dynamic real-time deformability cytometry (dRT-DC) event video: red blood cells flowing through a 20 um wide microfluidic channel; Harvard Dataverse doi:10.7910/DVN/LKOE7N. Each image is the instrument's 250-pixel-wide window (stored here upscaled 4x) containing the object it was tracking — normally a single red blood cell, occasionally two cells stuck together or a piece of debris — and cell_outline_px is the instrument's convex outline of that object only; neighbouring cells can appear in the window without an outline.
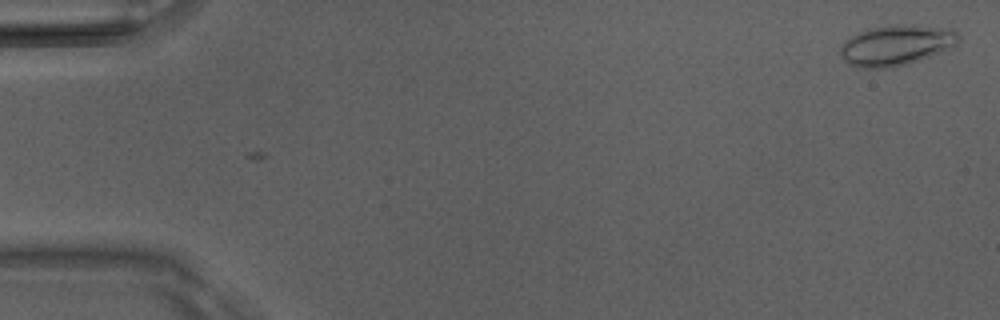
{"species": "Egyptian fruit bat (a non-hibernating species)", "species_latin": "Rousettus aegyptiacus", "temperature_condition": "room temperature", "stored_images_in_passage": 3, "camera_frame_rate_fps": 3000, "um_per_image_px": 0.085, "animal": {"sex": "male"}, "frame": {"image": 1, "passage_image": 2, "time_ms": 0.333, "image_size_px": [1000, 320], "cell_outline_px": [[960, 40], [952, 48], [908, 64], [892, 68], [856, 68], [848, 64], [840, 56], [840, 48], [844, 40], [868, 28], [896, 24], [916, 24], [952, 28], [960, 36]], "centroid_in_image_um": [76.19, 3.84], "position_along_channel_um": 8.8, "area_um2": 28.44}}